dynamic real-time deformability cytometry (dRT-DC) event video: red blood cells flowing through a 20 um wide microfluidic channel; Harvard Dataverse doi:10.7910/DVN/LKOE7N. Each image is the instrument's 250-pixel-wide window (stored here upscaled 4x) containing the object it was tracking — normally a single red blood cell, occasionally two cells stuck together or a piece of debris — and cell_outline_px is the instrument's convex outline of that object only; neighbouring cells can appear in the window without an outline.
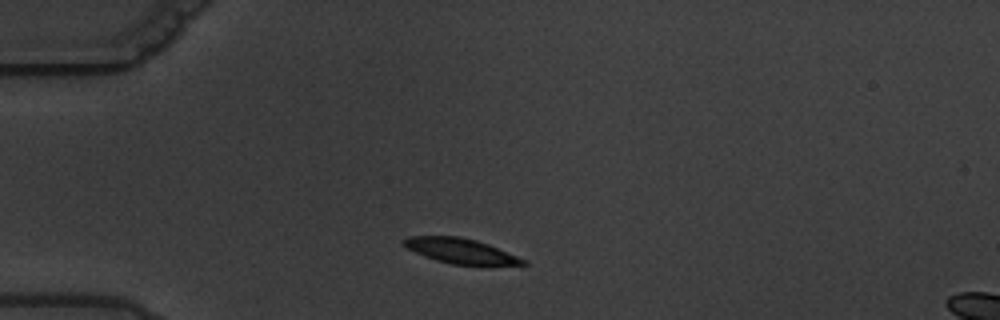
{"species": "common noctule bat (a hibernating species)", "species_latin": "Nyctalus noctula", "temperature_condition": "warm", "stored_images_in_passage": 4, "camera_frame_rate_fps": 3000, "um_per_image_px": 0.085, "animal": {"sex": "male", "body_mass_g": 19.5, "forearm_length_mm": 54.6}, "frame": {"image": 1, "passage_image": 2, "time_ms": 1.333, "image_size_px": [1000, 320], "cell_outline_px": [[528, 264], [480, 268], [452, 264], [436, 260], [424, 256], [408, 248], [400, 240], [408, 236], [460, 236], [476, 240], [488, 244], [528, 260]], "centroid_in_image_um": [39.27, 21.38], "position_along_channel_um": 45.7, "area_um2": 18.21}}